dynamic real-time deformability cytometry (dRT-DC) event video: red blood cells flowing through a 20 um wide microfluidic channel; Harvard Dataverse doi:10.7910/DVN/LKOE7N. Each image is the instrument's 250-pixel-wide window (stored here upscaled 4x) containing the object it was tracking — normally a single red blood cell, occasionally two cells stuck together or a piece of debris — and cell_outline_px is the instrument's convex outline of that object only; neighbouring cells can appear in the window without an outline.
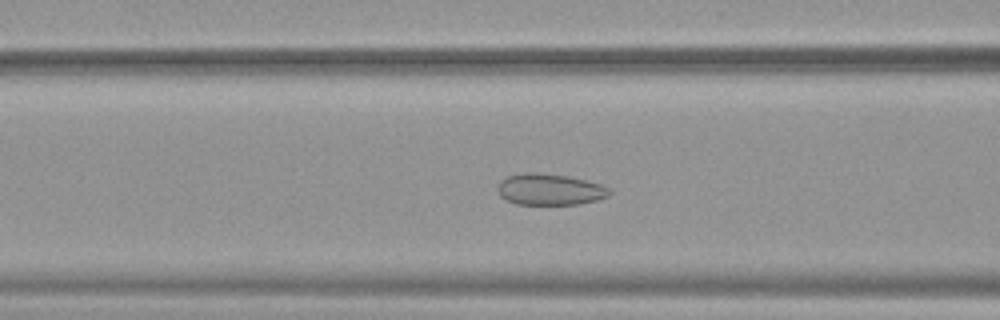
{"species": "common noctule bat (a hibernating species)", "species_latin": "Nyctalus noctula", "temperature_condition": "warm", "stored_images_in_passage": 51, "camera_frame_rate_fps": 3000, "um_per_image_px": 0.085, "animal": {"sex": "female", "body_mass_g": 19.9}, "frame": {"image": 1, "passage_image": 20, "time_ms": 6.333, "image_size_px": [1000, 320], "cell_outline_px": [[612, 192], [608, 196], [596, 200], [580, 204], [516, 204], [500, 196], [496, 188], [500, 180], [508, 176], [524, 172], [536, 172], [568, 176], [600, 184], [608, 188]], "centroid_in_image_um": [46.7, 16.1], "position_along_channel_um": 119.9, "area_um2": 20.4}}
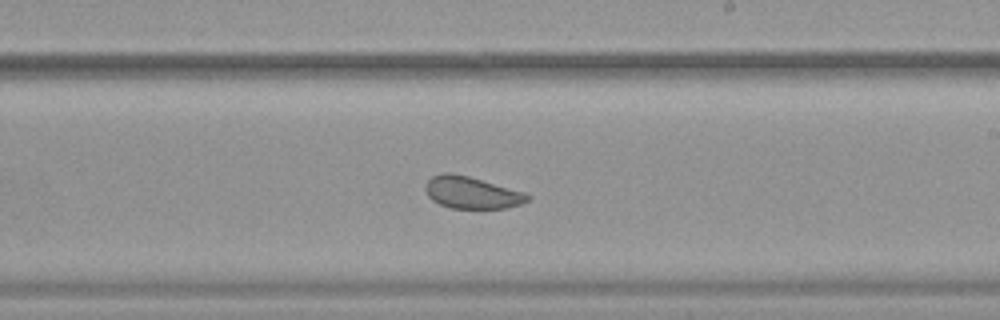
{"frame": {"image": 2, "passage_image": 30, "time_ms": 9.667, "image_size_px": [1000, 320], "cell_outline_px": [[532, 196], [528, 200], [520, 204], [504, 208], [452, 208], [440, 204], [432, 200], [428, 196], [424, 188], [424, 184], [432, 176], [444, 172], [448, 172], [468, 176], [524, 192]], "centroid_in_image_um": [40.06, 16.36], "position_along_channel_um": 248.9, "area_um2": 18.9}}
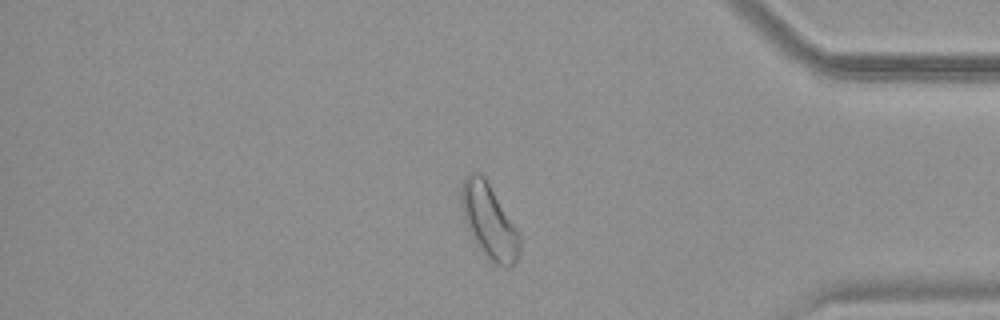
{"frame": {"image": 3, "passage_image": 43, "time_ms": 14.0, "image_size_px": [1000, 320], "cell_outline_px": [[520, 252], [516, 260], [508, 268], [504, 268], [496, 264], [484, 252], [472, 236], [464, 220], [460, 204], [460, 188], [464, 176], [468, 172], [480, 172], [484, 176], [516, 228], [520, 236]], "centroid_in_image_um": [41.54, 18.75], "position_along_channel_um": 393.7, "area_um2": 24.97}, "authors_computed_cell_mechanics": {"area_um2": 23.5246, "velocity_mm_per_s": 3.8845, "shape_relaxation_time_tau1_ms": null, "shape_relaxation_time_tau2_ms": 1.5834, "deformation_change_tau1": null, "deformation_change_tau2": 0.0539}}